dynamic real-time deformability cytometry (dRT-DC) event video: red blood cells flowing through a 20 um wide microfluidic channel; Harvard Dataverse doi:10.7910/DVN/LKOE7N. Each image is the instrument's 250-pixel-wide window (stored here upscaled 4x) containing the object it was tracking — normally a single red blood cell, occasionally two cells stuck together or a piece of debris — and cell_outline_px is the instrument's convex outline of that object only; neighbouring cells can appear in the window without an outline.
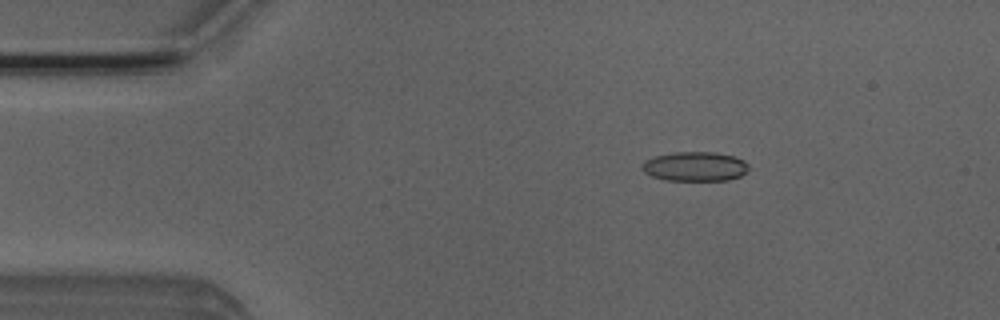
{"species": "Egyptian fruit bat (a non-hibernating species)", "species_latin": "Rousettus aegyptiacus", "temperature_condition": "room temperature", "stored_images_in_passage": 51, "camera_frame_rate_fps": 3000, "um_per_image_px": 0.085, "animal": {"sex": "male"}, "frame": {"image": 1, "passage_image": 8, "time_ms": 2.333, "image_size_px": [1000, 320], "cell_outline_px": [[748, 168], [740, 176], [728, 180], [664, 180], [652, 176], [644, 172], [640, 168], [640, 164], [644, 160], [656, 156], [672, 152], [716, 152], [732, 156], [744, 160], [748, 164]], "centroid_in_image_um": [59.02, 14.14], "position_along_channel_um": 26.0, "area_um2": 18.32}}
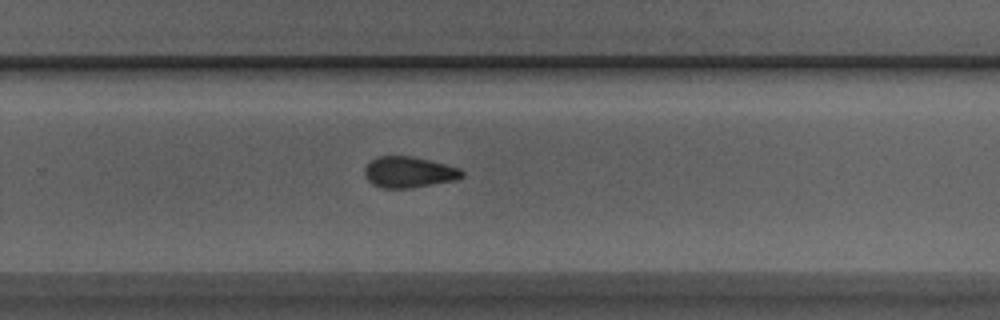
{"frame": {"image": 2, "passage_image": 33, "time_ms": 10.667, "image_size_px": [1000, 320], "cell_outline_px": [[464, 176], [456, 180], [408, 188], [380, 188], [372, 184], [364, 176], [364, 168], [372, 160], [380, 156], [412, 156], [460, 168], [464, 172]], "centroid_in_image_um": [34.74, 14.64], "position_along_channel_um": 295.1, "area_um2": 17.51}}
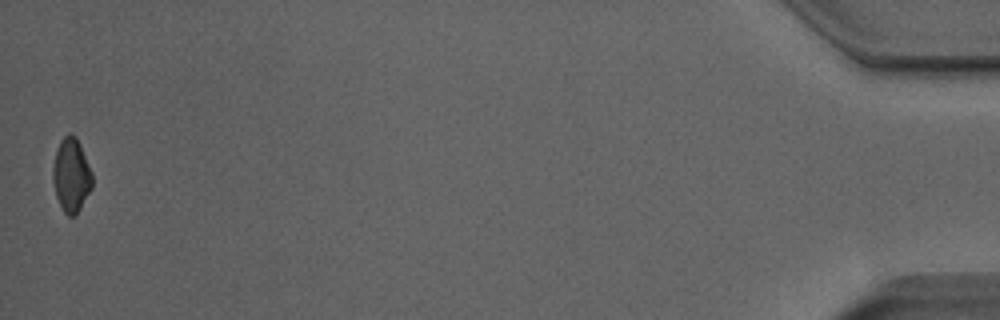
{"frame": {"image": 3, "passage_image": 51, "time_ms": 16.667, "image_size_px": [1000, 320], "cell_outline_px": [[92, 188], [76, 216], [68, 216], [64, 212], [56, 196], [52, 180], [52, 168], [56, 148], [60, 140], [68, 132], [76, 136], [92, 172]], "centroid_in_image_um": [6.04, 14.88], "position_along_channel_um": 429.2, "area_um2": 17.11}, "authors_computed_cell_mechanics": {"area_um2": 18.1492, "velocity_mm_per_s": 3.9448, "shape_relaxation_time_tau1_ms": 6.6477, "shape_relaxation_time_tau2_ms": 5.131, "deformation_change_tau1": 0.1053, "deformation_change_tau2": 0.1186}}